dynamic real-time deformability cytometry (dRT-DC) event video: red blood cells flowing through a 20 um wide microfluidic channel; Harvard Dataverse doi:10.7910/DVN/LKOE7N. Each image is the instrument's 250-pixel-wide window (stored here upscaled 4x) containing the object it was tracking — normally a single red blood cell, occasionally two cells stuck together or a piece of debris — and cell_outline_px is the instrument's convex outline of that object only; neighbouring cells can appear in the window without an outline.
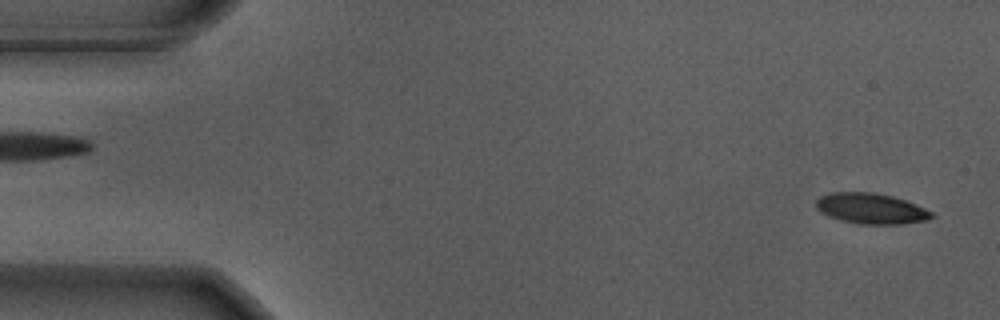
{"species": "Egyptian fruit bat (a non-hibernating species)", "species_latin": "Rousettus aegyptiacus", "temperature_condition": "warm", "stored_images_in_passage": 55, "camera_frame_rate_fps": 3000, "um_per_image_px": 0.085, "animal": {"sex": "male"}, "frame": {"image": 1, "passage_image": 2, "time_ms": 0.333, "image_size_px": [1000, 320], "cell_outline_px": [[936, 216], [924, 220], [904, 224], [860, 224], [840, 220], [828, 216], [820, 212], [816, 208], [816, 200], [820, 196], [832, 192], [872, 192], [892, 196], [916, 204], [932, 212]], "centroid_in_image_um": [74.01, 17.73], "position_along_channel_um": 11.0, "area_um2": 20.63}}
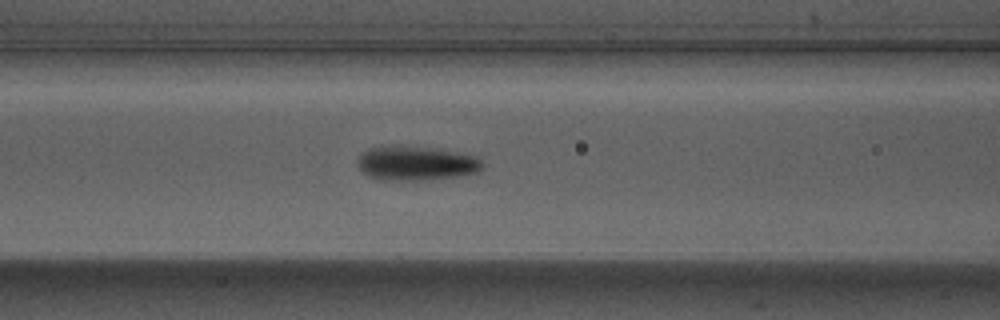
{"frame": {"image": 2, "passage_image": 22, "time_ms": 7.0, "image_size_px": [1000, 320], "cell_outline_px": [[484, 168], [476, 172], [456, 176], [416, 180], [376, 180], [368, 176], [360, 168], [356, 160], [368, 148], [392, 144], [432, 148], [476, 156], [484, 164]], "centroid_in_image_um": [35.32, 13.86], "position_along_channel_um": 131.3, "area_um2": 24.97}}
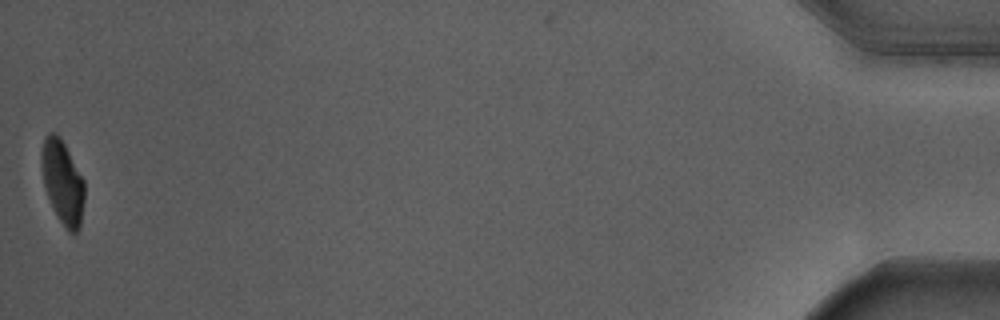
{"frame": {"image": 3, "passage_image": 55, "time_ms": 18.0, "image_size_px": [1000, 320], "cell_outline_px": [[84, 200], [80, 228], [72, 236], [68, 232], [60, 220], [48, 196], [44, 184], [40, 160], [40, 152], [44, 136], [48, 132], [56, 132], [60, 136], [84, 180]], "centroid_in_image_um": [5.31, 15.45], "position_along_channel_um": 429.9, "area_um2": 20.98}, "authors_computed_cell_mechanics": {"area_um2": 22.831, "velocity_mm_per_s": 3.6592, "shape_relaxation_time_tau1_ms": 2.5129, "shape_relaxation_time_tau2_ms": null, "deformation_change_tau1": 0.1676, "deformation_change_tau2": null}}